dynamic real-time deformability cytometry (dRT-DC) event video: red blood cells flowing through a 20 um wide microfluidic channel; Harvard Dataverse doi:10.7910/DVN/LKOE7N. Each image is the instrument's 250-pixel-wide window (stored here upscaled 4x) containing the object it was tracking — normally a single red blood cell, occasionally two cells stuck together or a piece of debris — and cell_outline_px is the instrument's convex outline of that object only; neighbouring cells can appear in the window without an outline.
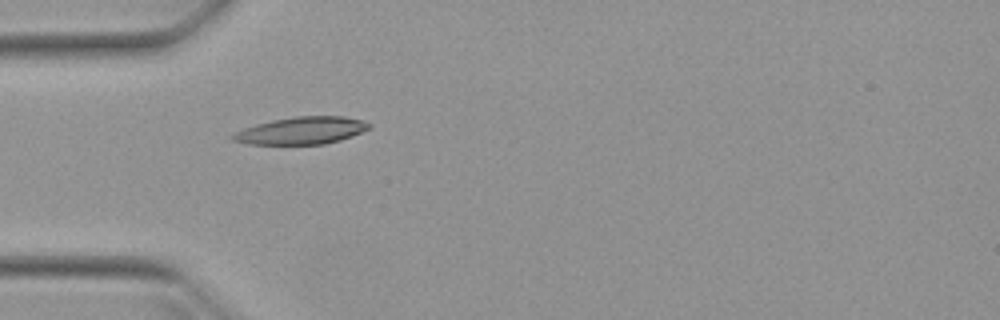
{"species": "Egyptian fruit bat (a non-hibernating species)", "species_latin": "Rousettus aegyptiacus", "temperature_condition": "warm", "stored_images_in_passage": 40, "camera_frame_rate_fps": 3000, "um_per_image_px": 0.085, "animal": {"sex": "female"}, "frame": {"image": 1, "passage_image": 4, "time_ms": 1.0, "image_size_px": [1000, 320], "cell_outline_px": [[372, 128], [352, 136], [340, 140], [324, 144], [248, 144], [232, 140], [228, 136], [244, 128], [256, 124], [272, 120], [296, 116], [344, 116], [364, 120], [372, 124]], "centroid_in_image_um": [25.66, 11.09], "position_along_channel_um": 59.3, "area_um2": 21.85}}
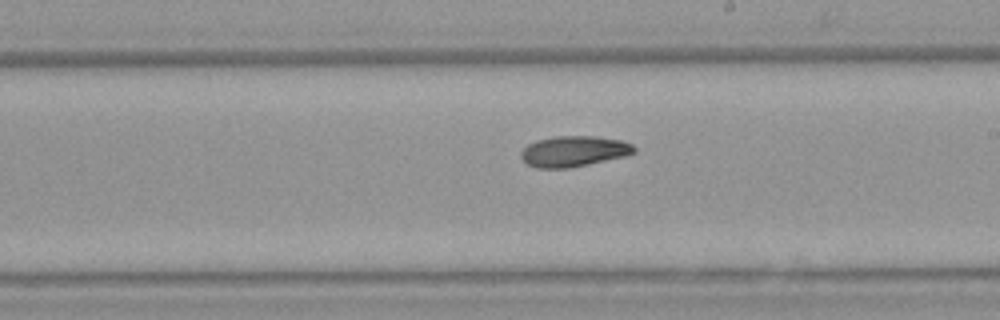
{"frame": {"image": 2, "passage_image": 18, "time_ms": 5.667, "image_size_px": [1000, 320], "cell_outline_px": [[636, 152], [624, 156], [588, 164], [568, 168], [536, 168], [528, 164], [520, 156], [520, 152], [528, 144], [536, 140], [556, 136], [596, 136], [620, 140], [632, 144], [636, 148]], "centroid_in_image_um": [48.76, 12.85], "position_along_channel_um": 240.2, "area_um2": 20.17}}
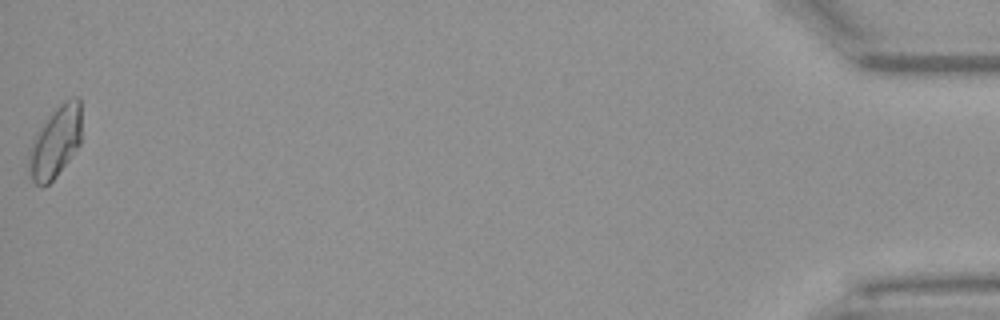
{"frame": {"image": 3, "passage_image": 40, "time_ms": 13.0, "image_size_px": [1000, 320], "cell_outline_px": [[80, 144], [56, 176], [48, 184], [36, 184], [32, 180], [28, 172], [28, 148], [36, 132], [48, 116], [64, 100], [72, 96], [80, 96]], "centroid_in_image_um": [4.68, 12.04], "position_along_channel_um": 430.5, "area_um2": 21.91}, "authors_computed_cell_mechanics": {"area_um2": 20.1433, "velocity_mm_per_s": 3.9517, "shape_relaxation_time_tau1_ms": null, "shape_relaxation_time_tau2_ms": 6.8931, "deformation_change_tau1": null, "deformation_change_tau2": 0.1345}}